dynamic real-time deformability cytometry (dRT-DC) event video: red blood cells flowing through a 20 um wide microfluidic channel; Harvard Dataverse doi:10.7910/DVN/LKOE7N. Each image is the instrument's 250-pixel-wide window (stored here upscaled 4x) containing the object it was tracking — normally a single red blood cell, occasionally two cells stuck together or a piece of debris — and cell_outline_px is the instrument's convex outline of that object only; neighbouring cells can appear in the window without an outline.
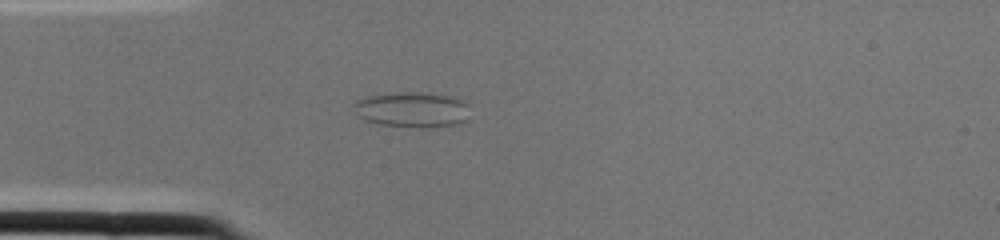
{"species": "common noctule bat (a hibernating species)", "species_latin": "Nyctalus noctula", "temperature_condition": "cold", "stored_images_in_passage": 1, "camera_frame_rate_fps": 3000, "um_per_image_px": 0.085, "animal": {"sex": "female", "body_mass_g": 22.0, "forearm_length_mm": 56.7}, "frame": {"image": 1, "passage_image": 1, "time_ms": 0.0, "image_size_px": [1000, 240], "cell_outline_px": [[468, 120], [460, 124], [420, 128], [380, 124], [364, 120], [360, 116], [352, 104], [356, 100], [364, 96], [396, 92], [420, 92], [448, 96], [460, 100], [468, 104]], "centroid_in_image_um": [35.03, 9.32], "position_along_channel_um": 50.0, "area_um2": 24.04}}